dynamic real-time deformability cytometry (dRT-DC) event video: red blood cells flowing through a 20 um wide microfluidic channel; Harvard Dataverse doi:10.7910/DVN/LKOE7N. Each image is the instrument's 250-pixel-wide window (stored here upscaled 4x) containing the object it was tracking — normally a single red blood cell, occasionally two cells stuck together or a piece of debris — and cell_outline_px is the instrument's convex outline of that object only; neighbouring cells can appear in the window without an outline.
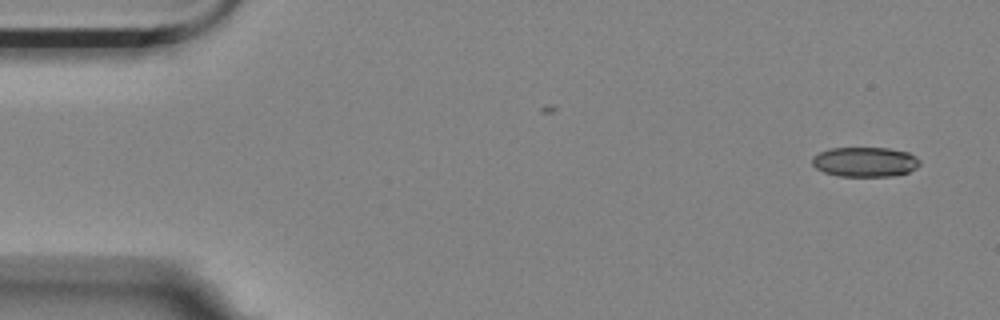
{"species": "Egyptian fruit bat (a non-hibernating species)", "species_latin": "Rousettus aegyptiacus", "temperature_condition": "room temperature", "stored_images_in_passage": 2, "camera_frame_rate_fps": 3000, "um_per_image_px": 0.085, "animal": {"sex": "female"}, "frame": {"image": 1, "passage_image": 2, "time_ms": 0.333, "image_size_px": [1000, 320], "cell_outline_px": [[920, 164], [916, 168], [908, 172], [892, 176], [840, 176], [824, 172], [816, 168], [812, 164], [812, 160], [820, 152], [832, 148], [888, 148], [908, 152], [920, 160]], "centroid_in_image_um": [73.55, 13.76], "position_along_channel_um": 11.5, "area_um2": 18.5}}